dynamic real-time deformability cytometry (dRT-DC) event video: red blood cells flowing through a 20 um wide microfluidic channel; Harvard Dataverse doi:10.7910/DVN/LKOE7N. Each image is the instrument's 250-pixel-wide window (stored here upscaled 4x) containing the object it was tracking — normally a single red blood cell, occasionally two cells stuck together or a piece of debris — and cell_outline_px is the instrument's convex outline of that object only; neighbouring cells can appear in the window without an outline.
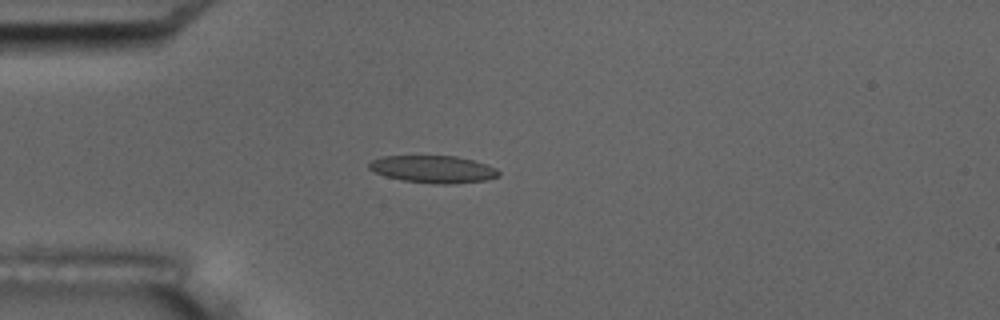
{"species": "common noctule bat (a hibernating species)", "species_latin": "Nyctalus noctula", "temperature_condition": "room temperature", "stored_images_in_passage": 6, "camera_frame_rate_fps": 3000, "um_per_image_px": 0.085, "animal": {"sex": "male", "body_mass_g": 17.5, "forearm_length_mm": 52.3}, "frame": {"image": 1, "passage_image": 4, "time_ms": 4.333, "image_size_px": [1000, 320], "cell_outline_px": [[500, 176], [488, 180], [448, 184], [436, 184], [404, 180], [384, 176], [372, 172], [368, 168], [368, 164], [372, 160], [384, 156], [456, 156], [472, 160], [496, 168], [500, 172]], "centroid_in_image_um": [36.81, 14.39], "position_along_channel_um": 48.2, "area_um2": 20.63}}